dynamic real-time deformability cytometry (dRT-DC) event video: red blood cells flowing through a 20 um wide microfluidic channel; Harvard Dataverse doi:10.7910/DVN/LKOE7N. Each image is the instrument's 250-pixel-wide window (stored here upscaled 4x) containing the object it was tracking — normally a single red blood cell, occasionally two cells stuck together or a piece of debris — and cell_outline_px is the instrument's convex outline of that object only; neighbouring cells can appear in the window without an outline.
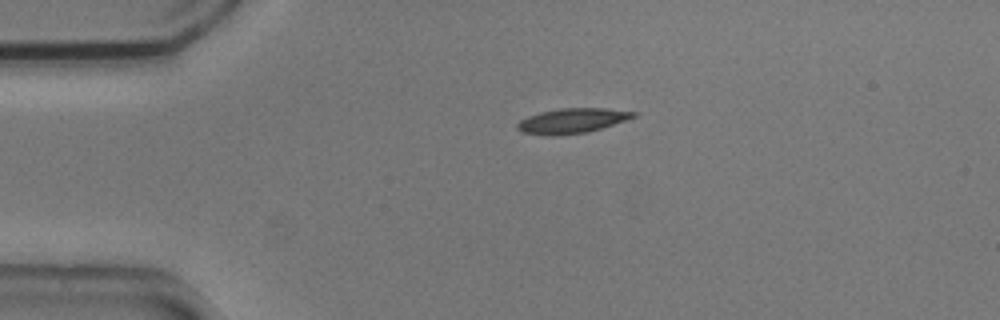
{"species": "common noctule bat (a hibernating species)", "species_latin": "Nyctalus noctula", "temperature_condition": "cold", "stored_images_in_passage": 2, "camera_frame_rate_fps": 3000, "um_per_image_px": 0.085, "animal": {"sex": "male", "body_mass_g": 20.5, "forearm_length_mm": 52.5}, "frame": {"image": 1, "passage_image": 1, "time_ms": 0.0, "image_size_px": [1000, 320], "cell_outline_px": [[636, 116], [588, 132], [556, 136], [552, 136], [520, 132], [516, 128], [516, 124], [520, 120], [528, 116], [540, 112], [560, 108], [604, 108], [636, 112]], "centroid_in_image_um": [48.55, 10.27], "position_along_channel_um": 36.4, "area_um2": 16.76}}
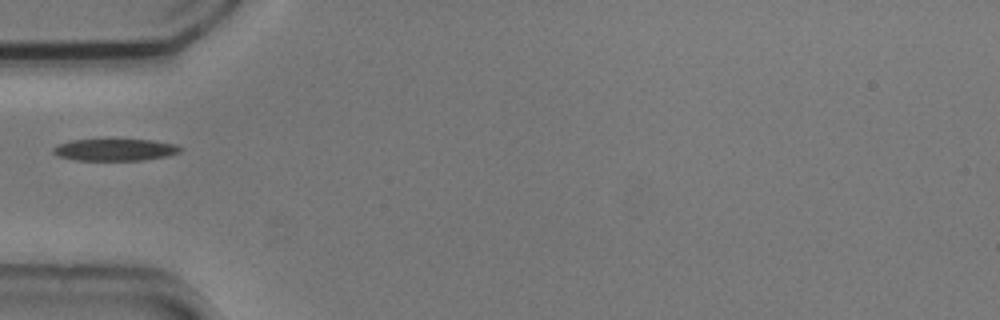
{"frame": {"image": 2, "passage_image": 2, "time_ms": 0.333, "image_size_px": [1000, 320], "cell_outline_px": [[184, 148], [180, 152], [168, 156], [144, 160], [76, 160], [56, 156], [52, 152], [52, 148], [56, 144], [72, 140], [152, 140], [176, 144]], "centroid_in_image_um": [9.77, 12.73], "position_along_channel_um": 75.2, "area_um2": 16.36}}